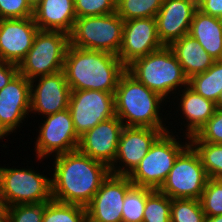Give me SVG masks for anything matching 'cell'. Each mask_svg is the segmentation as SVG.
Masks as SVG:
<instances>
[{
    "instance_id": "29",
    "label": "cell",
    "mask_w": 222,
    "mask_h": 222,
    "mask_svg": "<svg viewBox=\"0 0 222 222\" xmlns=\"http://www.w3.org/2000/svg\"><path fill=\"white\" fill-rule=\"evenodd\" d=\"M171 203L170 197L153 189L146 197L143 222H171Z\"/></svg>"
},
{
    "instance_id": "25",
    "label": "cell",
    "mask_w": 222,
    "mask_h": 222,
    "mask_svg": "<svg viewBox=\"0 0 222 222\" xmlns=\"http://www.w3.org/2000/svg\"><path fill=\"white\" fill-rule=\"evenodd\" d=\"M189 144L198 153L208 178L222 179V144L201 142L194 135Z\"/></svg>"
},
{
    "instance_id": "40",
    "label": "cell",
    "mask_w": 222,
    "mask_h": 222,
    "mask_svg": "<svg viewBox=\"0 0 222 222\" xmlns=\"http://www.w3.org/2000/svg\"><path fill=\"white\" fill-rule=\"evenodd\" d=\"M29 5L34 9L42 0H27Z\"/></svg>"
},
{
    "instance_id": "11",
    "label": "cell",
    "mask_w": 222,
    "mask_h": 222,
    "mask_svg": "<svg viewBox=\"0 0 222 222\" xmlns=\"http://www.w3.org/2000/svg\"><path fill=\"white\" fill-rule=\"evenodd\" d=\"M68 109L79 138L100 122L116 116L114 94L98 90L71 91Z\"/></svg>"
},
{
    "instance_id": "20",
    "label": "cell",
    "mask_w": 222,
    "mask_h": 222,
    "mask_svg": "<svg viewBox=\"0 0 222 222\" xmlns=\"http://www.w3.org/2000/svg\"><path fill=\"white\" fill-rule=\"evenodd\" d=\"M176 94L177 96H174V98L178 99L176 100L177 102L179 101L176 115L180 111V114H182L180 117L184 116L182 119H185L184 121L186 122L184 124L186 130L180 133H183V139H189L214 115L216 106L213 101L205 99L188 85Z\"/></svg>"
},
{
    "instance_id": "16",
    "label": "cell",
    "mask_w": 222,
    "mask_h": 222,
    "mask_svg": "<svg viewBox=\"0 0 222 222\" xmlns=\"http://www.w3.org/2000/svg\"><path fill=\"white\" fill-rule=\"evenodd\" d=\"M29 113L30 80L18 73L0 90V130L7 137L15 133Z\"/></svg>"
},
{
    "instance_id": "23",
    "label": "cell",
    "mask_w": 222,
    "mask_h": 222,
    "mask_svg": "<svg viewBox=\"0 0 222 222\" xmlns=\"http://www.w3.org/2000/svg\"><path fill=\"white\" fill-rule=\"evenodd\" d=\"M169 47L173 50L188 78L205 72L215 62V59L189 34L174 41Z\"/></svg>"
},
{
    "instance_id": "18",
    "label": "cell",
    "mask_w": 222,
    "mask_h": 222,
    "mask_svg": "<svg viewBox=\"0 0 222 222\" xmlns=\"http://www.w3.org/2000/svg\"><path fill=\"white\" fill-rule=\"evenodd\" d=\"M38 31L33 17L0 19V61L19 65L31 49Z\"/></svg>"
},
{
    "instance_id": "37",
    "label": "cell",
    "mask_w": 222,
    "mask_h": 222,
    "mask_svg": "<svg viewBox=\"0 0 222 222\" xmlns=\"http://www.w3.org/2000/svg\"><path fill=\"white\" fill-rule=\"evenodd\" d=\"M18 73V65L0 61V90L3 89Z\"/></svg>"
},
{
    "instance_id": "4",
    "label": "cell",
    "mask_w": 222,
    "mask_h": 222,
    "mask_svg": "<svg viewBox=\"0 0 222 222\" xmlns=\"http://www.w3.org/2000/svg\"><path fill=\"white\" fill-rule=\"evenodd\" d=\"M126 70L147 88L169 99L168 102L172 94L175 96L177 90L188 85L189 78L169 46L136 59Z\"/></svg>"
},
{
    "instance_id": "7",
    "label": "cell",
    "mask_w": 222,
    "mask_h": 222,
    "mask_svg": "<svg viewBox=\"0 0 222 222\" xmlns=\"http://www.w3.org/2000/svg\"><path fill=\"white\" fill-rule=\"evenodd\" d=\"M0 194L5 208L52 200L51 178L32 168L0 167Z\"/></svg>"
},
{
    "instance_id": "3",
    "label": "cell",
    "mask_w": 222,
    "mask_h": 222,
    "mask_svg": "<svg viewBox=\"0 0 222 222\" xmlns=\"http://www.w3.org/2000/svg\"><path fill=\"white\" fill-rule=\"evenodd\" d=\"M166 101L168 102L126 70L120 76L114 93L115 115L126 127H148L160 129L165 133L169 131V126L164 123L169 114L165 117L161 106L166 105Z\"/></svg>"
},
{
    "instance_id": "42",
    "label": "cell",
    "mask_w": 222,
    "mask_h": 222,
    "mask_svg": "<svg viewBox=\"0 0 222 222\" xmlns=\"http://www.w3.org/2000/svg\"><path fill=\"white\" fill-rule=\"evenodd\" d=\"M0 222H7V217L5 213L0 214Z\"/></svg>"
},
{
    "instance_id": "39",
    "label": "cell",
    "mask_w": 222,
    "mask_h": 222,
    "mask_svg": "<svg viewBox=\"0 0 222 222\" xmlns=\"http://www.w3.org/2000/svg\"><path fill=\"white\" fill-rule=\"evenodd\" d=\"M215 106L218 109H222V92L220 93L218 99L216 100Z\"/></svg>"
},
{
    "instance_id": "6",
    "label": "cell",
    "mask_w": 222,
    "mask_h": 222,
    "mask_svg": "<svg viewBox=\"0 0 222 222\" xmlns=\"http://www.w3.org/2000/svg\"><path fill=\"white\" fill-rule=\"evenodd\" d=\"M123 27L124 20L116 12L77 18L69 34L70 45L118 56L123 41Z\"/></svg>"
},
{
    "instance_id": "17",
    "label": "cell",
    "mask_w": 222,
    "mask_h": 222,
    "mask_svg": "<svg viewBox=\"0 0 222 222\" xmlns=\"http://www.w3.org/2000/svg\"><path fill=\"white\" fill-rule=\"evenodd\" d=\"M123 122L114 116L100 122L80 137L78 150L110 167L117 155Z\"/></svg>"
},
{
    "instance_id": "19",
    "label": "cell",
    "mask_w": 222,
    "mask_h": 222,
    "mask_svg": "<svg viewBox=\"0 0 222 222\" xmlns=\"http://www.w3.org/2000/svg\"><path fill=\"white\" fill-rule=\"evenodd\" d=\"M197 0H163L155 16L158 36L164 46L188 35Z\"/></svg>"
},
{
    "instance_id": "15",
    "label": "cell",
    "mask_w": 222,
    "mask_h": 222,
    "mask_svg": "<svg viewBox=\"0 0 222 222\" xmlns=\"http://www.w3.org/2000/svg\"><path fill=\"white\" fill-rule=\"evenodd\" d=\"M155 18H137L124 21L123 41L118 58L127 68L136 59L161 49Z\"/></svg>"
},
{
    "instance_id": "41",
    "label": "cell",
    "mask_w": 222,
    "mask_h": 222,
    "mask_svg": "<svg viewBox=\"0 0 222 222\" xmlns=\"http://www.w3.org/2000/svg\"><path fill=\"white\" fill-rule=\"evenodd\" d=\"M5 207L3 205L2 199H1V194H0V214L4 213Z\"/></svg>"
},
{
    "instance_id": "5",
    "label": "cell",
    "mask_w": 222,
    "mask_h": 222,
    "mask_svg": "<svg viewBox=\"0 0 222 222\" xmlns=\"http://www.w3.org/2000/svg\"><path fill=\"white\" fill-rule=\"evenodd\" d=\"M175 133L177 132H173L172 129L163 133L128 175L134 186L155 190L161 188L176 158L189 145V139H186L184 143L179 138L181 136Z\"/></svg>"
},
{
    "instance_id": "31",
    "label": "cell",
    "mask_w": 222,
    "mask_h": 222,
    "mask_svg": "<svg viewBox=\"0 0 222 222\" xmlns=\"http://www.w3.org/2000/svg\"><path fill=\"white\" fill-rule=\"evenodd\" d=\"M200 202L205 216L222 215V179L208 178Z\"/></svg>"
},
{
    "instance_id": "22",
    "label": "cell",
    "mask_w": 222,
    "mask_h": 222,
    "mask_svg": "<svg viewBox=\"0 0 222 222\" xmlns=\"http://www.w3.org/2000/svg\"><path fill=\"white\" fill-rule=\"evenodd\" d=\"M189 35L215 60H222V19L196 10Z\"/></svg>"
},
{
    "instance_id": "32",
    "label": "cell",
    "mask_w": 222,
    "mask_h": 222,
    "mask_svg": "<svg viewBox=\"0 0 222 222\" xmlns=\"http://www.w3.org/2000/svg\"><path fill=\"white\" fill-rule=\"evenodd\" d=\"M4 213L7 222H42L44 203L12 205Z\"/></svg>"
},
{
    "instance_id": "34",
    "label": "cell",
    "mask_w": 222,
    "mask_h": 222,
    "mask_svg": "<svg viewBox=\"0 0 222 222\" xmlns=\"http://www.w3.org/2000/svg\"><path fill=\"white\" fill-rule=\"evenodd\" d=\"M194 136L201 142L222 144V109L216 108L214 115Z\"/></svg>"
},
{
    "instance_id": "12",
    "label": "cell",
    "mask_w": 222,
    "mask_h": 222,
    "mask_svg": "<svg viewBox=\"0 0 222 222\" xmlns=\"http://www.w3.org/2000/svg\"><path fill=\"white\" fill-rule=\"evenodd\" d=\"M163 133L160 129L124 126L119 137L116 158L109 167L110 173L128 176Z\"/></svg>"
},
{
    "instance_id": "10",
    "label": "cell",
    "mask_w": 222,
    "mask_h": 222,
    "mask_svg": "<svg viewBox=\"0 0 222 222\" xmlns=\"http://www.w3.org/2000/svg\"><path fill=\"white\" fill-rule=\"evenodd\" d=\"M44 118L34 142L37 160L78 150L80 138L68 108Z\"/></svg>"
},
{
    "instance_id": "38",
    "label": "cell",
    "mask_w": 222,
    "mask_h": 222,
    "mask_svg": "<svg viewBox=\"0 0 222 222\" xmlns=\"http://www.w3.org/2000/svg\"><path fill=\"white\" fill-rule=\"evenodd\" d=\"M204 222H222V215L205 216Z\"/></svg>"
},
{
    "instance_id": "27",
    "label": "cell",
    "mask_w": 222,
    "mask_h": 222,
    "mask_svg": "<svg viewBox=\"0 0 222 222\" xmlns=\"http://www.w3.org/2000/svg\"><path fill=\"white\" fill-rule=\"evenodd\" d=\"M163 0H117L116 13L124 20L155 18Z\"/></svg>"
},
{
    "instance_id": "35",
    "label": "cell",
    "mask_w": 222,
    "mask_h": 222,
    "mask_svg": "<svg viewBox=\"0 0 222 222\" xmlns=\"http://www.w3.org/2000/svg\"><path fill=\"white\" fill-rule=\"evenodd\" d=\"M33 11L27 0H0V19L29 18Z\"/></svg>"
},
{
    "instance_id": "28",
    "label": "cell",
    "mask_w": 222,
    "mask_h": 222,
    "mask_svg": "<svg viewBox=\"0 0 222 222\" xmlns=\"http://www.w3.org/2000/svg\"><path fill=\"white\" fill-rule=\"evenodd\" d=\"M152 190L133 185L127 191L122 207V222H143L146 197Z\"/></svg>"
},
{
    "instance_id": "26",
    "label": "cell",
    "mask_w": 222,
    "mask_h": 222,
    "mask_svg": "<svg viewBox=\"0 0 222 222\" xmlns=\"http://www.w3.org/2000/svg\"><path fill=\"white\" fill-rule=\"evenodd\" d=\"M42 222H88L86 207L51 200L44 203Z\"/></svg>"
},
{
    "instance_id": "9",
    "label": "cell",
    "mask_w": 222,
    "mask_h": 222,
    "mask_svg": "<svg viewBox=\"0 0 222 222\" xmlns=\"http://www.w3.org/2000/svg\"><path fill=\"white\" fill-rule=\"evenodd\" d=\"M207 180L200 157L189 144L176 158L159 190L171 199L200 200Z\"/></svg>"
},
{
    "instance_id": "14",
    "label": "cell",
    "mask_w": 222,
    "mask_h": 222,
    "mask_svg": "<svg viewBox=\"0 0 222 222\" xmlns=\"http://www.w3.org/2000/svg\"><path fill=\"white\" fill-rule=\"evenodd\" d=\"M70 93L63 70L30 80V115L45 117L67 109Z\"/></svg>"
},
{
    "instance_id": "30",
    "label": "cell",
    "mask_w": 222,
    "mask_h": 222,
    "mask_svg": "<svg viewBox=\"0 0 222 222\" xmlns=\"http://www.w3.org/2000/svg\"><path fill=\"white\" fill-rule=\"evenodd\" d=\"M171 222H204L205 213L198 199H172Z\"/></svg>"
},
{
    "instance_id": "2",
    "label": "cell",
    "mask_w": 222,
    "mask_h": 222,
    "mask_svg": "<svg viewBox=\"0 0 222 222\" xmlns=\"http://www.w3.org/2000/svg\"><path fill=\"white\" fill-rule=\"evenodd\" d=\"M63 71L71 91L98 90L114 94L126 67L117 55L69 45Z\"/></svg>"
},
{
    "instance_id": "33",
    "label": "cell",
    "mask_w": 222,
    "mask_h": 222,
    "mask_svg": "<svg viewBox=\"0 0 222 222\" xmlns=\"http://www.w3.org/2000/svg\"><path fill=\"white\" fill-rule=\"evenodd\" d=\"M117 0H74L76 17L102 16L116 12Z\"/></svg>"
},
{
    "instance_id": "36",
    "label": "cell",
    "mask_w": 222,
    "mask_h": 222,
    "mask_svg": "<svg viewBox=\"0 0 222 222\" xmlns=\"http://www.w3.org/2000/svg\"><path fill=\"white\" fill-rule=\"evenodd\" d=\"M197 8L204 14L222 19V0H197Z\"/></svg>"
},
{
    "instance_id": "21",
    "label": "cell",
    "mask_w": 222,
    "mask_h": 222,
    "mask_svg": "<svg viewBox=\"0 0 222 222\" xmlns=\"http://www.w3.org/2000/svg\"><path fill=\"white\" fill-rule=\"evenodd\" d=\"M39 30L71 33L76 17L74 0H42L33 11Z\"/></svg>"
},
{
    "instance_id": "43",
    "label": "cell",
    "mask_w": 222,
    "mask_h": 222,
    "mask_svg": "<svg viewBox=\"0 0 222 222\" xmlns=\"http://www.w3.org/2000/svg\"><path fill=\"white\" fill-rule=\"evenodd\" d=\"M4 137H6V135L0 130V139H5ZM1 141V140H0Z\"/></svg>"
},
{
    "instance_id": "24",
    "label": "cell",
    "mask_w": 222,
    "mask_h": 222,
    "mask_svg": "<svg viewBox=\"0 0 222 222\" xmlns=\"http://www.w3.org/2000/svg\"><path fill=\"white\" fill-rule=\"evenodd\" d=\"M188 86L215 103L222 92V60H215L205 72L191 76Z\"/></svg>"
},
{
    "instance_id": "1",
    "label": "cell",
    "mask_w": 222,
    "mask_h": 222,
    "mask_svg": "<svg viewBox=\"0 0 222 222\" xmlns=\"http://www.w3.org/2000/svg\"><path fill=\"white\" fill-rule=\"evenodd\" d=\"M53 158L52 200L61 203L86 207L110 174L106 164L79 150Z\"/></svg>"
},
{
    "instance_id": "8",
    "label": "cell",
    "mask_w": 222,
    "mask_h": 222,
    "mask_svg": "<svg viewBox=\"0 0 222 222\" xmlns=\"http://www.w3.org/2000/svg\"><path fill=\"white\" fill-rule=\"evenodd\" d=\"M69 35L61 31L39 30L27 55L18 65L28 80L63 70Z\"/></svg>"
},
{
    "instance_id": "13",
    "label": "cell",
    "mask_w": 222,
    "mask_h": 222,
    "mask_svg": "<svg viewBox=\"0 0 222 222\" xmlns=\"http://www.w3.org/2000/svg\"><path fill=\"white\" fill-rule=\"evenodd\" d=\"M133 186L128 176L109 174L86 206L88 222H122V207Z\"/></svg>"
}]
</instances>
